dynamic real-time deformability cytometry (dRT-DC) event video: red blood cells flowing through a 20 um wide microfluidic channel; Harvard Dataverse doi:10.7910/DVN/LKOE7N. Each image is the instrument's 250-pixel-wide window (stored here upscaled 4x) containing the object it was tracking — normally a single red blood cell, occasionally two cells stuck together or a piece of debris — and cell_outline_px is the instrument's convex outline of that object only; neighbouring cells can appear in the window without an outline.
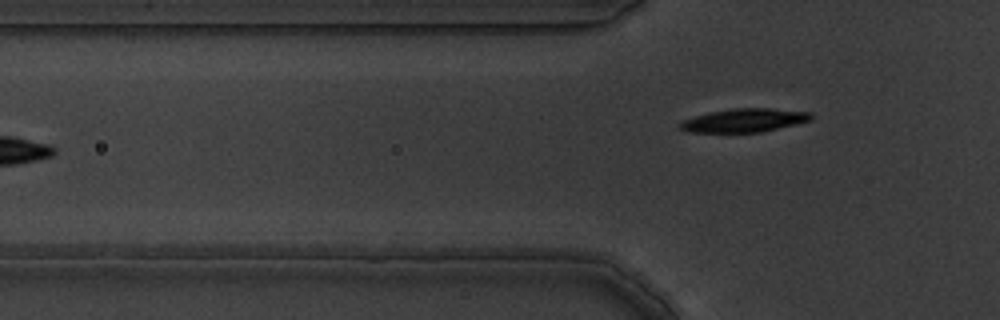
{"species": "common noctule bat (a hibernating species)", "species_latin": "Nyctalus noctula", "temperature_condition": "warm", "stored_images_in_passage": 8, "camera_frame_rate_fps": 3000, "um_per_image_px": 0.085, "animal": {"sex": "male", "body_mass_g": 19.5, "forearm_length_mm": 54.6}, "frame": {"image": 1, "passage_image": 5, "time_ms": 1.333, "image_size_px": [1000, 320], "cell_outline_px": [[812, 120], [796, 124], [760, 132], [688, 132], [680, 128], [680, 124], [684, 120], [696, 116], [712, 112], [732, 108], [768, 108], [812, 112]], "centroid_in_image_um": [63.31, 10.22], "position_along_channel_um": 62.5, "area_um2": 17.69}}
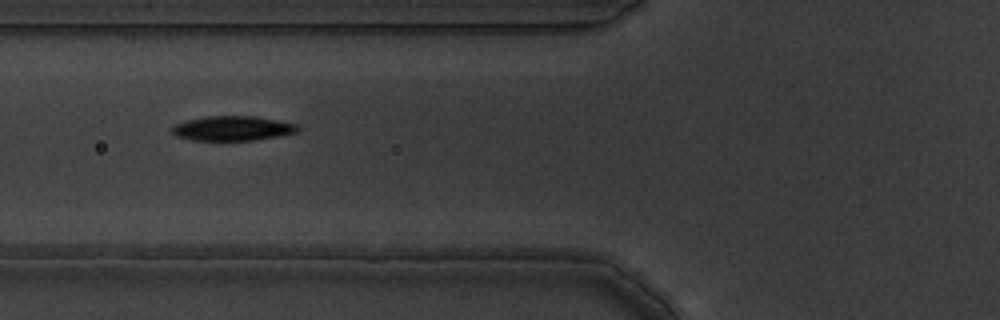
{"frame": {"image": 2, "passage_image": 6, "time_ms": 1.667, "image_size_px": [1000, 320], "cell_outline_px": [[300, 128], [296, 132], [276, 136], [252, 140], [192, 140], [176, 136], [172, 132], [172, 128], [176, 124], [188, 120], [208, 116], [256, 116], [296, 124]], "centroid_in_image_um": [19.76, 10.9], "position_along_channel_um": 106.0, "area_um2": 17.74}}
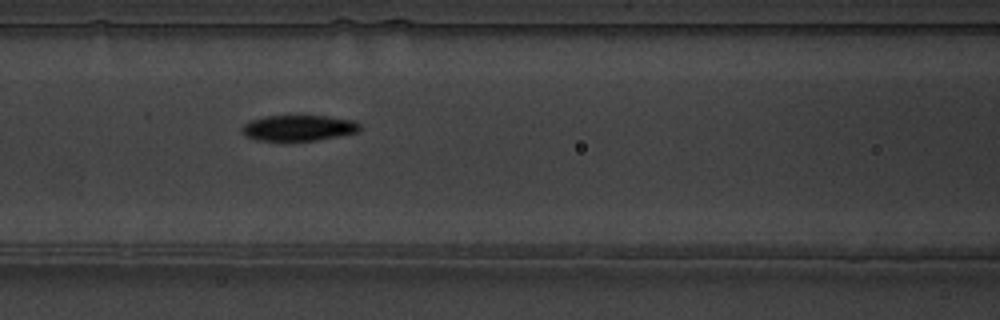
{"frame": {"image": 3, "passage_image": 7, "time_ms": 2.0, "image_size_px": [1000, 320], "cell_outline_px": [[360, 128], [356, 132], [316, 140], [256, 140], [244, 136], [240, 128], [248, 120], [264, 116], [300, 112], [328, 116], [352, 120], [360, 124]], "centroid_in_image_um": [25.3, 10.81], "position_along_channel_um": 141.3, "area_um2": 18.5}}